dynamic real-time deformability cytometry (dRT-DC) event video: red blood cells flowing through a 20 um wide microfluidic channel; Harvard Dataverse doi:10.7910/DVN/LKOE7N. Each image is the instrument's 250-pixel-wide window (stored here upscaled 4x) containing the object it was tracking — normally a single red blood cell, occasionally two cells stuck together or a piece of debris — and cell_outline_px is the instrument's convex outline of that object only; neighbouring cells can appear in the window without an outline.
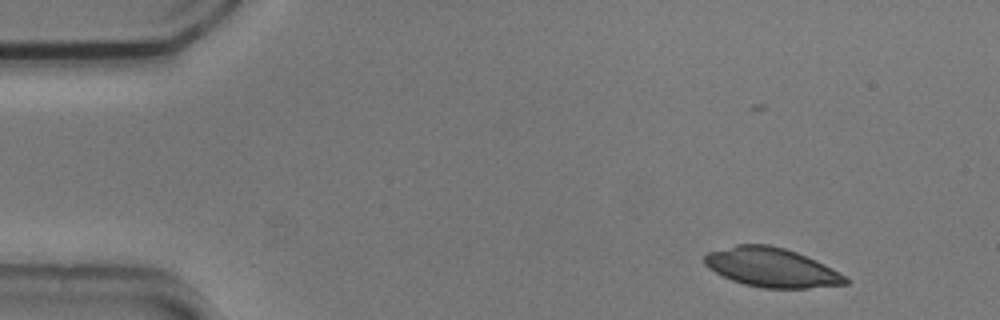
{"species": "common noctule bat (a hibernating species)", "species_latin": "Nyctalus noctula", "temperature_condition": "cold", "stored_images_in_passage": 4, "camera_frame_rate_fps": 3000, "um_per_image_px": 0.085, "animal": {"sex": "male", "body_mass_g": 20.5, "forearm_length_mm": 52.5}, "frame": {"image": 1, "passage_image": 1, "time_ms": 0.0, "image_size_px": [1000, 320], "cell_outline_px": [[848, 284], [808, 288], [760, 288], [744, 284], [732, 280], [708, 268], [704, 264], [704, 256], [708, 252], [736, 244], [768, 244], [784, 248], [796, 252], [816, 260], [832, 268], [844, 276], [848, 280]], "centroid_in_image_um": [65.56, 22.73], "position_along_channel_um": 19.4, "area_um2": 32.08}}